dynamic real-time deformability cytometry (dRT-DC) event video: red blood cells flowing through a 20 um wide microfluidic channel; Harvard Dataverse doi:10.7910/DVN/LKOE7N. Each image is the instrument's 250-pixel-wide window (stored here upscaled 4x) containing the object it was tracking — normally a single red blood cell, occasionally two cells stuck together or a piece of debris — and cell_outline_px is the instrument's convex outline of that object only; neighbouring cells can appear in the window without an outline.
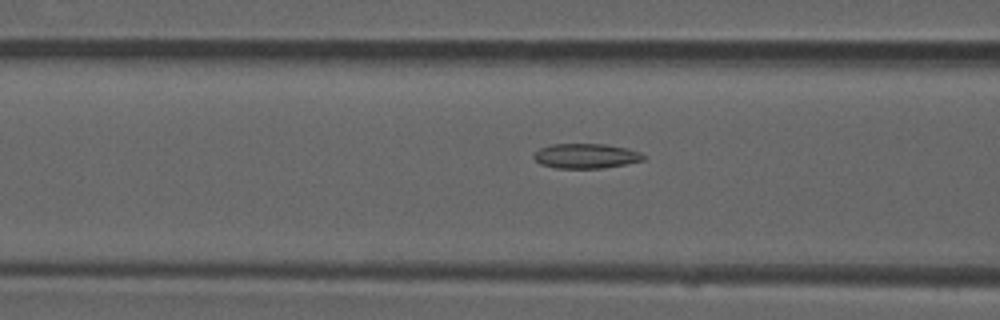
{"species": "common noctule bat (a hibernating species)", "species_latin": "Nyctalus noctula", "temperature_condition": "room temperature", "stored_images_in_passage": 38, "camera_frame_rate_fps": 3000, "um_per_image_px": 0.085, "animal": {"sex": "male", "forearm_length_mm": 52.5}, "frame": {"image": 1, "passage_image": 7, "time_ms": 2.0, "image_size_px": [1000, 320], "cell_outline_px": [[648, 156], [644, 160], [604, 168], [556, 168], [540, 164], [532, 156], [540, 148], [552, 144], [604, 144], [628, 148], [640, 152]], "centroid_in_image_um": [49.83, 13.25], "position_along_channel_um": 116.8, "area_um2": 15.9}}
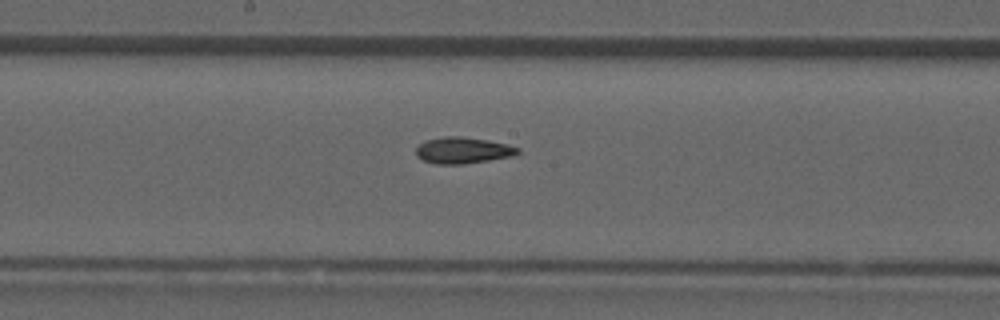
{"frame": {"image": 2, "passage_image": 14, "time_ms": 4.333, "image_size_px": [1000, 320], "cell_outline_px": [[520, 152], [516, 156], [464, 164], [436, 164], [420, 160], [416, 156], [416, 148], [420, 144], [428, 140], [444, 136], [460, 136], [488, 140], [508, 144], [520, 148]], "centroid_in_image_um": [39.37, 12.79], "position_along_channel_um": 208.8, "area_um2": 15.84}}
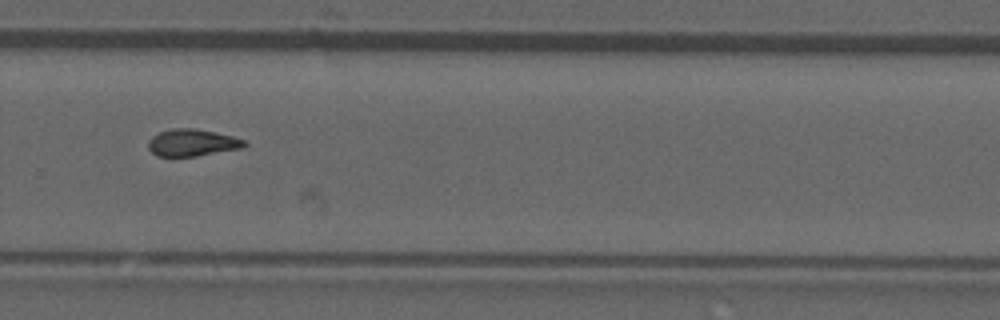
{"frame": {"image": 3, "passage_image": 22, "time_ms": 7.0, "image_size_px": [1000, 320], "cell_outline_px": [[248, 144], [244, 148], [196, 156], [156, 156], [148, 148], [148, 140], [152, 136], [160, 132], [172, 128], [196, 128], [216, 132], [232, 136], [244, 140]], "centroid_in_image_um": [16.35, 12.12], "position_along_channel_um": 313.5, "area_um2": 15.26}}